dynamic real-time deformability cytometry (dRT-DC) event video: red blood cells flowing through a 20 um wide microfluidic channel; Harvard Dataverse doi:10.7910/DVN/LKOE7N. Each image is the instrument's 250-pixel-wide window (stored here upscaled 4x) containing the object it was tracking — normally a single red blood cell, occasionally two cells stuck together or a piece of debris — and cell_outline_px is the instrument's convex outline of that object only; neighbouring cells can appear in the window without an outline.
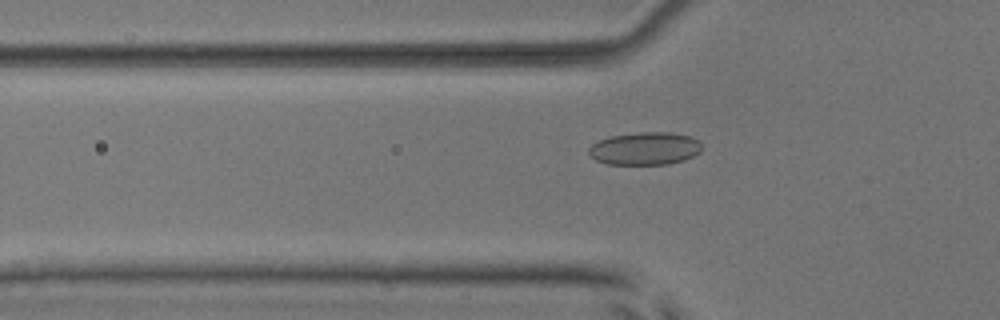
{"species": "common noctule bat (a hibernating species)", "species_latin": "Nyctalus noctula", "temperature_condition": "room temperature", "stored_images_in_passage": 37, "camera_frame_rate_fps": 3000, "um_per_image_px": 0.085, "animal": {"sex": "male", "body_mass_g": 17.9, "forearm_length_mm": 54.2}, "frame": {"image": 1, "passage_image": 6, "time_ms": 1.667, "image_size_px": [1000, 320], "cell_outline_px": [[700, 152], [684, 160], [668, 164], [608, 164], [596, 160], [588, 152], [588, 148], [592, 144], [600, 140], [612, 136], [640, 132], [668, 132], [688, 136], [696, 140], [700, 144]], "centroid_in_image_um": [54.8, 12.63], "position_along_channel_um": 71.0, "area_um2": 21.27}}
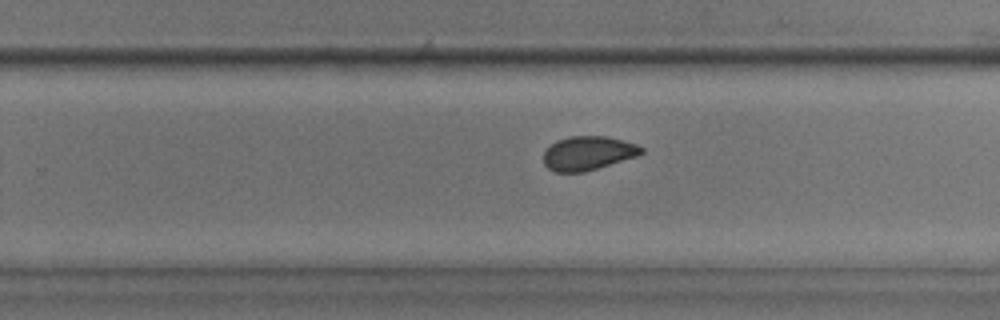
{"frame": {"image": 2, "passage_image": 22, "time_ms": 7.0, "image_size_px": [1000, 320], "cell_outline_px": [[644, 152], [636, 156], [584, 172], [556, 172], [548, 168], [544, 164], [544, 152], [556, 140], [568, 136], [608, 136], [624, 140], [636, 144], [644, 148]], "centroid_in_image_um": [49.98, 13.01], "position_along_channel_um": 279.8, "area_um2": 19.31}}
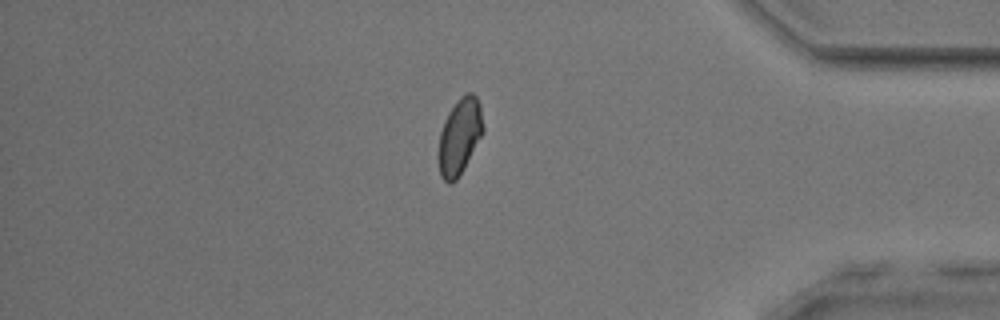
{"frame": {"image": 3, "passage_image": 33, "time_ms": 10.667, "image_size_px": [1000, 320], "cell_outline_px": [[484, 132], [464, 168], [456, 180], [452, 184], [448, 184], [440, 176], [436, 156], [436, 152], [440, 132], [444, 120], [448, 112], [456, 100], [464, 92], [472, 92], [476, 96], [480, 104], [484, 128]], "centroid_in_image_um": [39.03, 11.6], "position_along_channel_um": 396.2, "area_um2": 20.46}}